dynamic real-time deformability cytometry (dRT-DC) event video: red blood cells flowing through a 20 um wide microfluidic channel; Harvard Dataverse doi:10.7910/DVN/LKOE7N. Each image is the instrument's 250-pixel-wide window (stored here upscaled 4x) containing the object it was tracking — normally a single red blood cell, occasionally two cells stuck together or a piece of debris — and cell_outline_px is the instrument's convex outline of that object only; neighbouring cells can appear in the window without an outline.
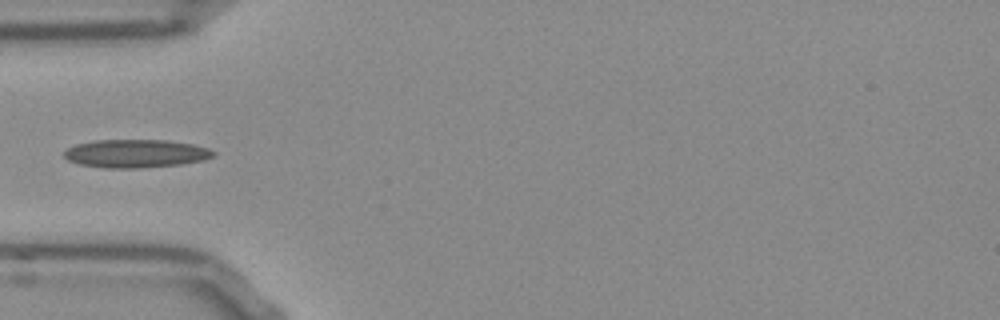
{"species": "Egyptian fruit bat (a non-hibernating species)", "species_latin": "Rousettus aegyptiacus", "temperature_condition": "room temperature", "stored_images_in_passage": 35, "camera_frame_rate_fps": 3000, "um_per_image_px": 0.085, "frame": {"image": 1, "passage_image": 1, "time_ms": 0.0, "image_size_px": [1000, 320], "cell_outline_px": [[216, 152], [212, 156], [204, 160], [184, 164], [136, 168], [104, 168], [80, 164], [68, 160], [64, 156], [64, 152], [68, 148], [76, 144], [96, 140], [168, 140], [192, 144], [208, 148]], "centroid_in_image_um": [11.55, 13.05], "position_along_channel_um": 73.4, "area_um2": 24.51}}
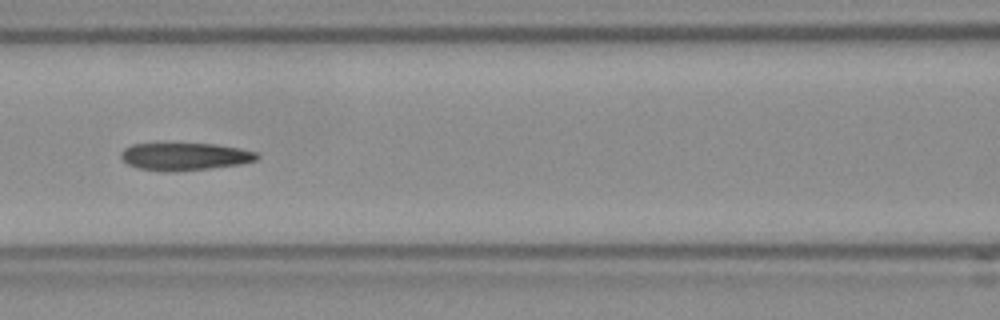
{"frame": {"image": 2, "passage_image": 7, "time_ms": 2.0, "image_size_px": [1000, 320], "cell_outline_px": [[260, 156], [256, 160], [240, 164], [208, 168], [172, 172], [164, 172], [140, 168], [128, 164], [120, 156], [120, 152], [124, 148], [132, 144], [212, 144], [240, 148], [256, 152]], "centroid_in_image_um": [15.7, 13.31], "position_along_channel_um": 150.9, "area_um2": 21.62}}
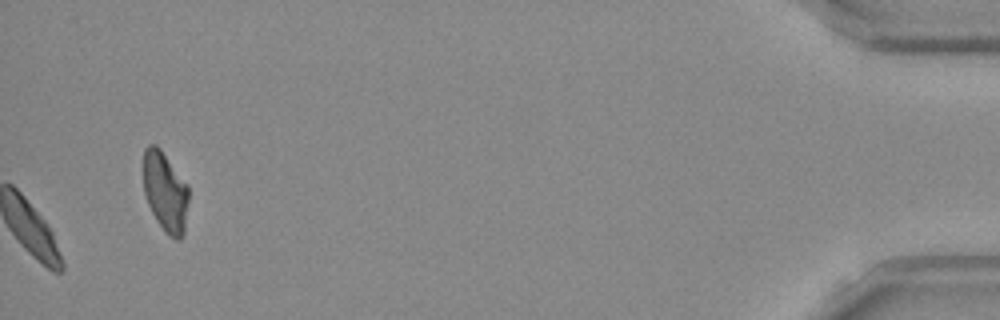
{"frame": {"image": 3, "passage_image": 35, "time_ms": 11.333, "image_size_px": [1000, 320], "cell_outline_px": [[188, 200], [184, 232], [180, 240], [176, 240], [168, 236], [164, 232], [156, 220], [148, 204], [144, 192], [144, 148], [148, 144], [156, 144], [160, 148], [188, 184]], "centroid_in_image_um": [14.05, 16.31], "position_along_channel_um": 421.1, "area_um2": 21.21}}